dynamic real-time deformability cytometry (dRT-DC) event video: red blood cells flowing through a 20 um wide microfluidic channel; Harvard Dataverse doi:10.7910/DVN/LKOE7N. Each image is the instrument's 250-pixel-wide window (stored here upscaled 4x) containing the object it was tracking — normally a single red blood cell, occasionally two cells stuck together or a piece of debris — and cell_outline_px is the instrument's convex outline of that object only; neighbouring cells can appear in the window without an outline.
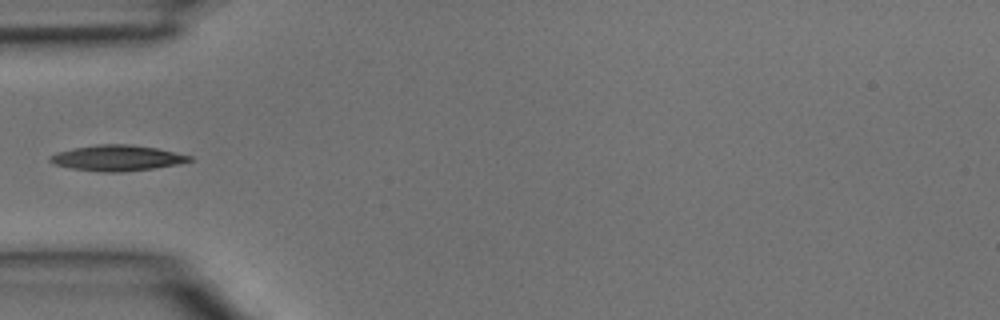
{"species": "common noctule bat (a hibernating species)", "species_latin": "Nyctalus noctula", "temperature_condition": "room temperature", "stored_images_in_passage": 4, "camera_frame_rate_fps": 3000, "um_per_image_px": 0.085, "animal": {"sex": "male", "body_mass_g": 15.6}, "frame": {"image": 1, "passage_image": 4, "time_ms": 1.0, "image_size_px": [1000, 320], "cell_outline_px": [[196, 160], [180, 164], [152, 168], [120, 172], [100, 172], [72, 168], [56, 164], [48, 160], [48, 156], [56, 152], [72, 148], [96, 144], [128, 144], [156, 148], [192, 156]], "centroid_in_image_um": [9.96, 13.42], "position_along_channel_um": 75.0, "area_um2": 20.92}}